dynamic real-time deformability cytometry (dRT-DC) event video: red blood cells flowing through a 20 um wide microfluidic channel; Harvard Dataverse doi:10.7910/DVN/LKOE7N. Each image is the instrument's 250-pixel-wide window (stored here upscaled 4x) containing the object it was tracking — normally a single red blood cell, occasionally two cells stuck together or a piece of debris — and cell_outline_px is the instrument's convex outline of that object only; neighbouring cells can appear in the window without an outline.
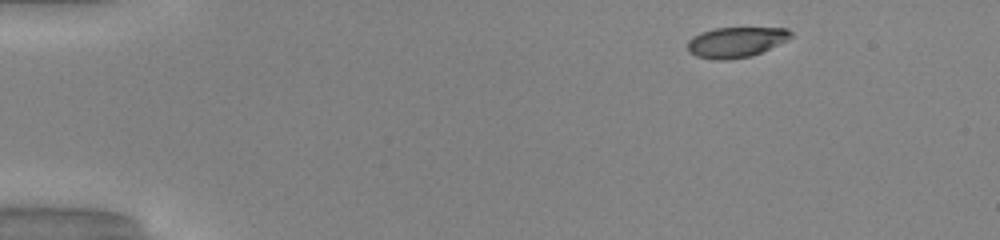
{"species": "common noctule bat (a hibernating species)", "species_latin": "Nyctalus noctula", "temperature_condition": "warm", "stored_images_in_passage": 45, "camera_frame_rate_fps": 3000, "um_per_image_px": 0.085, "animal": {"sex": "male", "body_mass_g": 20.0, "forearm_length_mm": 53.3}, "frame": {"image": 1, "passage_image": 1, "time_ms": 0.0, "image_size_px": [1000, 240], "cell_outline_px": [[792, 36], [752, 56], [728, 60], [716, 60], [696, 56], [688, 52], [688, 40], [692, 36], [700, 32], [712, 28], [788, 28], [792, 32]], "centroid_in_image_um": [62.48, 3.58], "position_along_channel_um": 22.5, "area_um2": 18.15}}
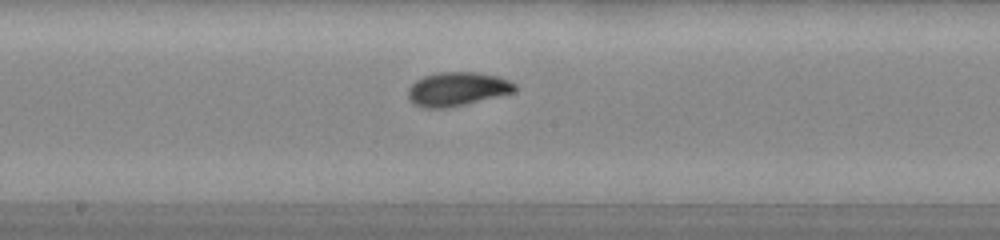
{"frame": {"image": 2, "passage_image": 22, "time_ms": 7.0, "image_size_px": [1000, 240], "cell_outline_px": [[516, 92], [464, 104], [444, 108], [424, 108], [412, 104], [408, 100], [408, 88], [416, 80], [424, 76], [436, 72], [476, 72], [496, 76], [508, 80], [516, 84]], "centroid_in_image_um": [38.83, 7.57], "position_along_channel_um": 209.4, "area_um2": 21.1}}
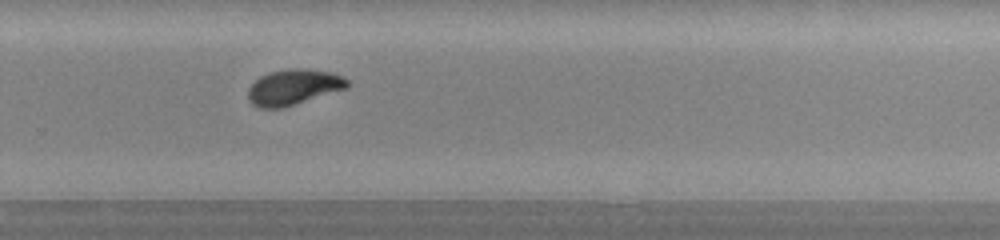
{"frame": {"image": 3, "passage_image": 29, "time_ms": 9.333, "image_size_px": [1000, 240], "cell_outline_px": [[348, 88], [280, 108], [260, 108], [252, 104], [248, 96], [248, 88], [260, 76], [268, 72], [288, 68], [304, 68], [332, 72], [344, 76], [348, 80]], "centroid_in_image_um": [24.96, 7.38], "position_along_channel_um": 304.8, "area_um2": 20.58}, "authors_computed_cell_mechanics": {"area_um2": 19.8832, "velocity_mm_per_s": 4.1062, "shape_relaxation_time_tau1_ms": 2.5426, "shape_relaxation_time_tau2_ms": 0.6921, "deformation_change_tau1": 0.1734, "deformation_change_tau2": 0.0557}}